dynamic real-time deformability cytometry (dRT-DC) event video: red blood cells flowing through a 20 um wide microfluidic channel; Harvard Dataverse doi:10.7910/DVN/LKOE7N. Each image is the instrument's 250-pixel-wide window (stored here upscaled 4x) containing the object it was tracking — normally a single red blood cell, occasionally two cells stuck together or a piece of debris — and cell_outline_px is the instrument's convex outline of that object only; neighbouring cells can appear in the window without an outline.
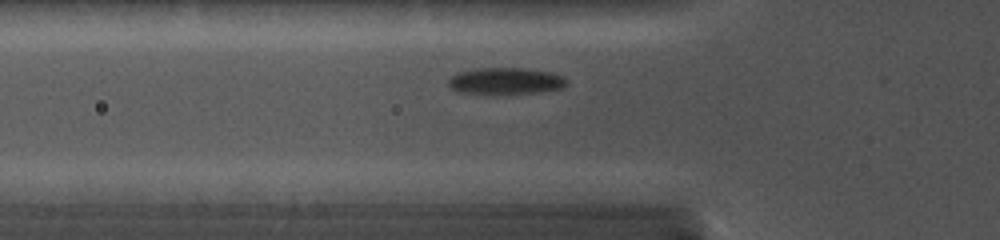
{"species": "common noctule bat (a hibernating species)", "species_latin": "Nyctalus noctula", "temperature_condition": "cold", "stored_images_in_passage": 13, "camera_frame_rate_fps": 5000, "um_per_image_px": 0.085, "animal": {"sex": "female", "body_mass_g": 19.0, "forearm_length_mm": 56.7}, "frame": {"image": 1, "passage_image": 3, "time_ms": 1.8, "image_size_px": [1000, 240], "cell_outline_px": [[568, 84], [560, 88], [540, 92], [492, 96], [488, 96], [456, 92], [448, 84], [448, 80], [456, 72], [480, 68], [524, 68], [548, 72], [564, 76], [568, 80]], "centroid_in_image_um": [42.93, 6.92], "position_along_channel_um": 82.9, "area_um2": 19.07}}
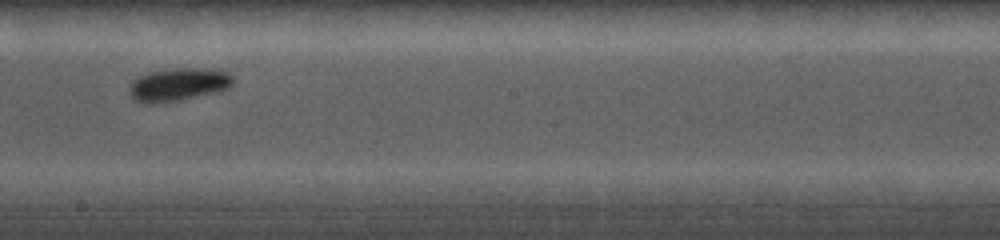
{"frame": {"image": 2, "passage_image": 8, "time_ms": 5.6, "image_size_px": [1000, 240], "cell_outline_px": [[232, 84], [228, 88], [212, 92], [176, 100], [152, 104], [144, 104], [132, 100], [128, 92], [128, 88], [140, 76], [148, 72], [176, 68], [204, 68], [228, 72], [232, 76]], "centroid_in_image_um": [15.1, 7.18], "position_along_channel_um": 233.1, "area_um2": 19.59}}
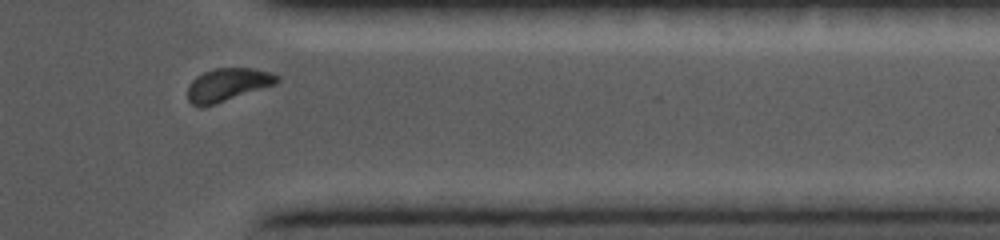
{"frame": {"image": 3, "passage_image": 12, "time_ms": 9.6, "image_size_px": [1000, 240], "cell_outline_px": [[280, 80], [276, 84], [200, 108], [192, 104], [188, 100], [188, 84], [196, 76], [204, 72], [216, 68], [252, 68], [272, 72], [280, 76]], "centroid_in_image_um": [19.35, 7.18], "position_along_channel_um": 392.0, "area_um2": 17.11}}